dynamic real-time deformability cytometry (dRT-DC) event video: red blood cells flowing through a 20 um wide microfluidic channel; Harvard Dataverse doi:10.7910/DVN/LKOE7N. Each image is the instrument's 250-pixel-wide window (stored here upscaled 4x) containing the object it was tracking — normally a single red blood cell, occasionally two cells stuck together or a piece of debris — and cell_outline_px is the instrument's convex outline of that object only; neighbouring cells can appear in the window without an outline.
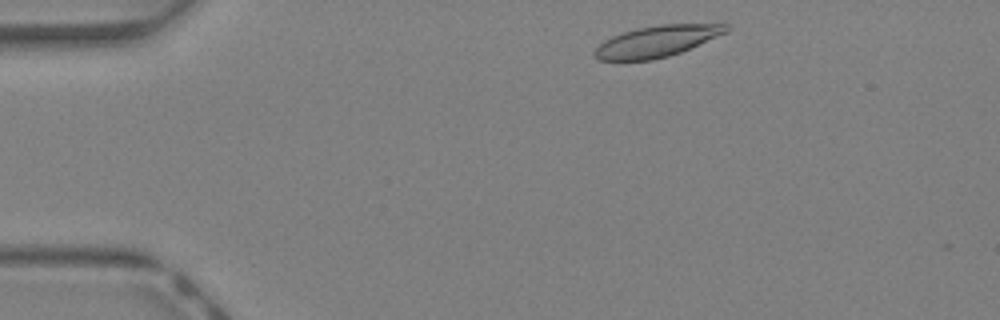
{"species": "Egyptian fruit bat (a non-hibernating species)", "species_latin": "Rousettus aegyptiacus", "temperature_condition": "warm", "stored_images_in_passage": 38, "camera_frame_rate_fps": 3000, "um_per_image_px": 0.085, "animal": {"sex": "female"}, "frame": {"image": 1, "passage_image": 2, "time_ms": 0.333, "image_size_px": [1000, 320], "cell_outline_px": [[732, 28], [728, 32], [680, 52], [668, 56], [652, 60], [600, 60], [592, 52], [604, 40], [612, 36], [636, 28], [660, 24], [732, 24]], "centroid_in_image_um": [55.87, 3.49], "position_along_channel_um": 29.1, "area_um2": 23.87}}
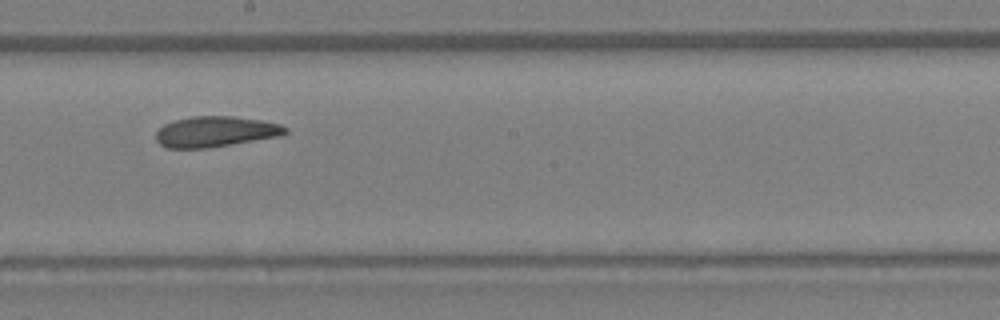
{"frame": {"image": 2, "passage_image": 19, "time_ms": 6.0, "image_size_px": [1000, 320], "cell_outline_px": [[288, 132], [284, 136], [208, 148], [168, 148], [160, 144], [156, 140], [156, 132], [164, 124], [176, 120], [192, 116], [232, 116], [260, 120], [280, 124], [288, 128]], "centroid_in_image_um": [18.36, 11.2], "position_along_channel_um": 229.8, "area_um2": 23.24}}
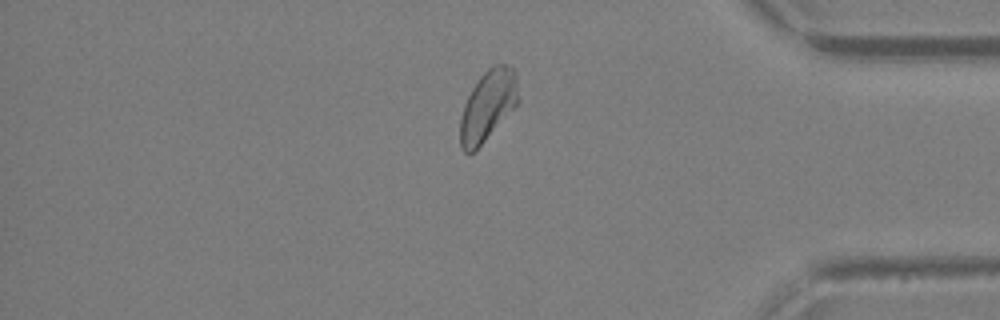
{"frame": {"image": 3, "passage_image": 31, "time_ms": 10.0, "image_size_px": [1000, 320], "cell_outline_px": [[520, 100], [476, 152], [464, 152], [460, 148], [460, 120], [464, 104], [472, 88], [480, 76], [492, 64], [504, 64], [512, 68], [516, 72]], "centroid_in_image_um": [41.47, 8.98], "position_along_channel_um": 393.7, "area_um2": 24.1}, "authors_computed_cell_mechanics": {"area_um2": 23.987, "velocity_mm_per_s": 4.7195, "shape_relaxation_time_tau1_ms": 7.2556, "shape_relaxation_time_tau2_ms": 2.5357, "deformation_change_tau1": 0.1688, "deformation_change_tau2": 0.0826}}